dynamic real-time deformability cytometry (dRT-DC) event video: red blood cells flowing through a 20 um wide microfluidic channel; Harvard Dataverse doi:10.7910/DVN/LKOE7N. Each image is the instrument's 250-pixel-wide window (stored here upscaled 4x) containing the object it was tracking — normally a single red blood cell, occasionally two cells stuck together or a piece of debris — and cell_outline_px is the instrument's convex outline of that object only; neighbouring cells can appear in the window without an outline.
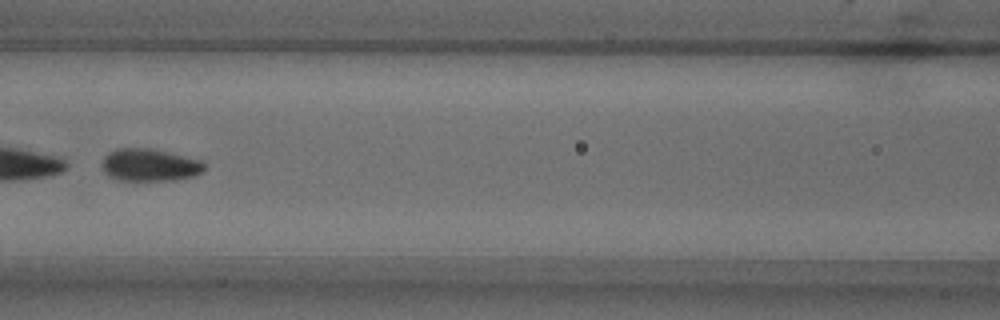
{"species": "common noctule bat (a hibernating species)", "species_latin": "Nyctalus noctula", "temperature_condition": "warm", "stored_images_in_passage": 51, "segment_of_instrument_passage": [2, 2], "camera_frame_rate_fps": 3000, "um_per_image_px": 0.085, "animal": {"sex": "male", "body_mass_g": 18.8}, "frame": {"image": 1, "passage_image": 22, "time_ms": 7.0, "image_size_px": [1000, 320], "cell_outline_px": [[204, 172], [196, 176], [176, 180], [116, 180], [108, 176], [104, 172], [104, 156], [108, 152], [116, 148], [152, 148], [204, 160]], "centroid_in_image_um": [12.77, 14.02], "position_along_channel_um": 153.8, "area_um2": 19.65}}
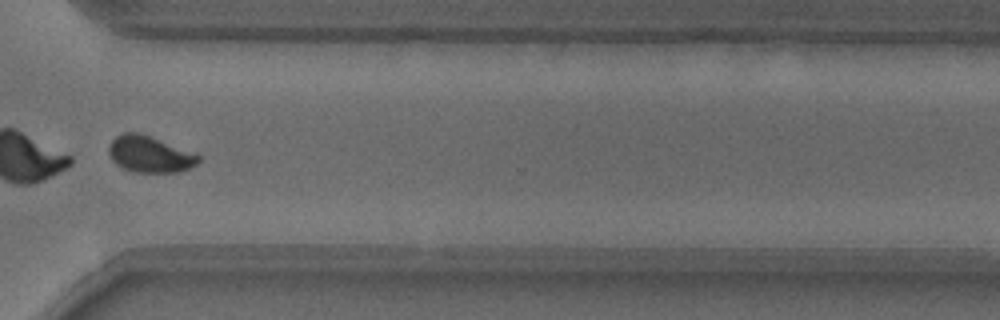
{"frame": {"image": 2, "passage_image": 38, "time_ms": 12.333, "image_size_px": [1000, 320], "cell_outline_px": [[200, 160], [196, 164], [180, 172], [132, 172], [116, 164], [112, 160], [108, 152], [108, 144], [116, 136], [124, 132], [140, 132], [200, 156]], "centroid_in_image_um": [12.67, 13.11], "position_along_channel_um": 357.9, "area_um2": 18.84}}